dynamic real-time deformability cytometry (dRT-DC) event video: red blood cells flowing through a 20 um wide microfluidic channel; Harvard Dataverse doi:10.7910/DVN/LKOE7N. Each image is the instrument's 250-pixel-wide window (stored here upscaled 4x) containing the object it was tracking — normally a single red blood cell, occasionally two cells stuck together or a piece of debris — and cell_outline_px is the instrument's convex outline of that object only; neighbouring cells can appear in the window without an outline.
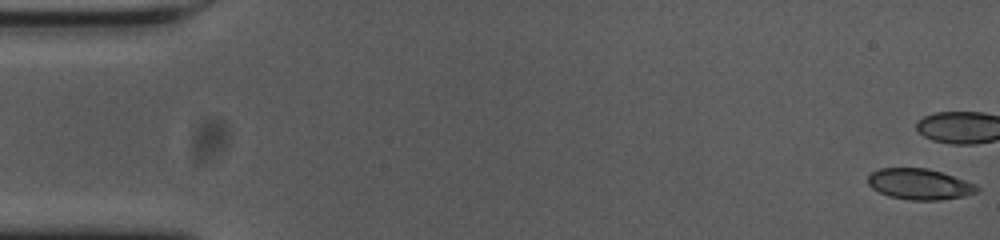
{"species": "common noctule bat (a hibernating species)", "species_latin": "Nyctalus noctula", "temperature_condition": "cold", "stored_images_in_passage": 43, "camera_frame_rate_fps": 3000, "um_per_image_px": 0.085, "animal": {"sex": "female", "body_mass_g": 23.0, "forearm_length_mm": 53.4}, "frame": {"image": 1, "passage_image": 1, "time_ms": 0.0, "image_size_px": [1000, 240], "cell_outline_px": [[980, 192], [964, 196], [940, 200], [908, 200], [888, 196], [872, 188], [868, 184], [868, 176], [872, 172], [880, 168], [924, 168], [940, 172], [976, 184], [980, 188]], "centroid_in_image_um": [78.17, 15.66], "position_along_channel_um": 6.8, "area_um2": 19.59}}